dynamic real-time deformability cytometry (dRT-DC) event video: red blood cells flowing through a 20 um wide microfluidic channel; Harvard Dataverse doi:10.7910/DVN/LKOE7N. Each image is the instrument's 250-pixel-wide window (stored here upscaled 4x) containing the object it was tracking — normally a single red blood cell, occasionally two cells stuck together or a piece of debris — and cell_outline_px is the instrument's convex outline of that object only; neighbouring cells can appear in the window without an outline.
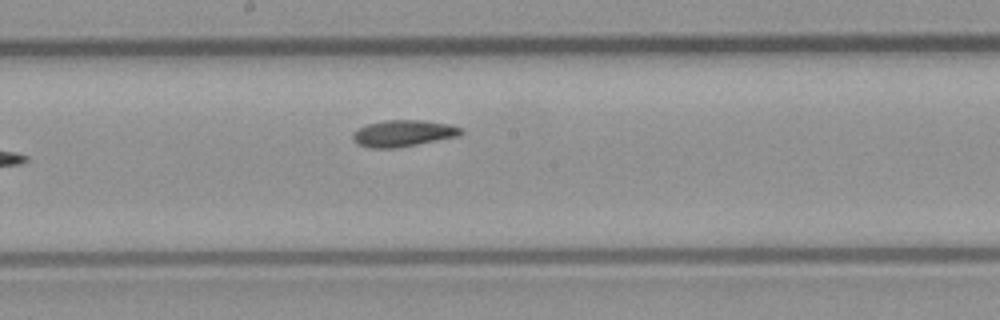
{"species": "common noctule bat (a hibernating species)", "species_latin": "Nyctalus noctula", "temperature_condition": "room temperature", "stored_images_in_passage": 7, "camera_frame_rate_fps": 3000, "um_per_image_px": 0.085, "animal": {"sex": "male", "body_mass_g": 23.1, "forearm_length_mm": 52.7}, "frame": {"image": 1, "passage_image": 7, "time_ms": 7.667, "image_size_px": [1000, 320], "cell_outline_px": [[464, 132], [460, 136], [416, 144], [392, 148], [368, 148], [356, 144], [352, 140], [352, 132], [368, 124], [384, 120], [424, 120], [448, 124], [460, 128]], "centroid_in_image_um": [34.24, 11.33], "position_along_channel_um": 214.0, "area_um2": 16.7}}